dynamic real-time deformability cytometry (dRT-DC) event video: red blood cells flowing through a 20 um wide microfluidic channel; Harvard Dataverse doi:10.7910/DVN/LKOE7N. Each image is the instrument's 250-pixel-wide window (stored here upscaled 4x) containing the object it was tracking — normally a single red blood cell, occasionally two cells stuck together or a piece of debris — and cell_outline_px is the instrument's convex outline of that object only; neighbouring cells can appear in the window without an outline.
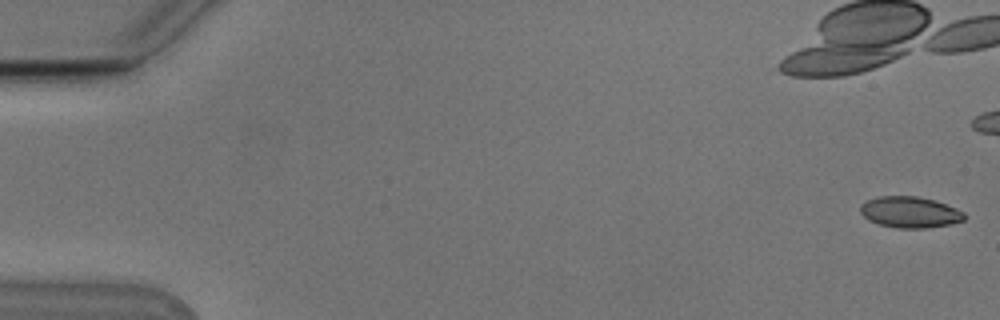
{"species": "Egyptian fruit bat (a non-hibernating species)", "species_latin": "Rousettus aegyptiacus", "temperature_condition": "cold", "stored_images_in_passage": 18, "camera_frame_rate_fps": 3000, "um_per_image_px": 0.085, "animal": {"sex": "male"}, "frame": {"image": 1, "passage_image": 1, "time_ms": 0.0, "image_size_px": [1000, 320], "cell_outline_px": [[964, 220], [948, 224], [924, 228], [900, 228], [880, 224], [864, 216], [860, 212], [860, 204], [868, 200], [880, 196], [916, 196], [932, 200], [956, 208], [964, 212]], "centroid_in_image_um": [77.33, 18.03], "position_along_channel_um": 7.7, "area_um2": 18.44}}